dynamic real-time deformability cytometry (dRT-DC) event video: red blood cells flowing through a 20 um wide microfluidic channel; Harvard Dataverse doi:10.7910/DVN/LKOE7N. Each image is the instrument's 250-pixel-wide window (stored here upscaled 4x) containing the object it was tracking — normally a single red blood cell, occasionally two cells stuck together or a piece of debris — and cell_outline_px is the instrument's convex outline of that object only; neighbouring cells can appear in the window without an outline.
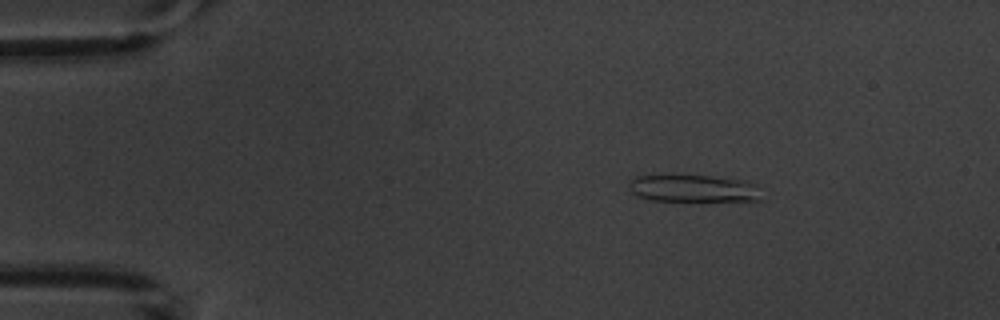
{"species": "common noctule bat (a hibernating species)", "species_latin": "Nyctalus noctula", "temperature_condition": "warm", "stored_images_in_passage": 3, "camera_frame_rate_fps": 3000, "um_per_image_px": 0.085, "animal": {"sex": "male", "body_mass_g": 20.1, "forearm_length_mm": 53.5}, "frame": {"image": 1, "passage_image": 1, "time_ms": 0.0, "image_size_px": [1000, 320], "cell_outline_px": [[760, 200], [652, 200], [640, 196], [632, 192], [628, 188], [628, 180], [636, 176], [708, 176], [744, 180], [756, 184]], "centroid_in_image_um": [58.89, 16.0], "position_along_channel_um": 26.1, "area_um2": 20.46}}